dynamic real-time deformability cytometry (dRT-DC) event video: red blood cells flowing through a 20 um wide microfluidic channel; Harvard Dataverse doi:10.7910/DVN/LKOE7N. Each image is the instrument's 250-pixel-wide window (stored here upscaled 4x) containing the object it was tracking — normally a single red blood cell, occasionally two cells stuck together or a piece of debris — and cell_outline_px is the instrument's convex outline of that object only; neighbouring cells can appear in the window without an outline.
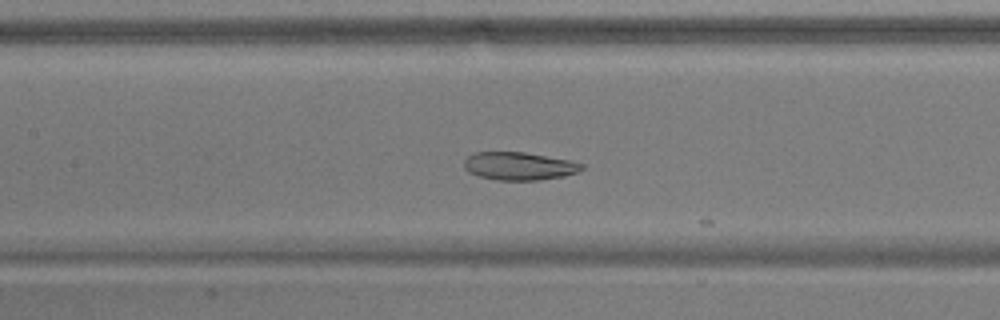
{"species": "common noctule bat (a hibernating species)", "species_latin": "Nyctalus noctula", "temperature_condition": "warm", "stored_images_in_passage": 13, "camera_frame_rate_fps": 3000, "um_per_image_px": 0.085, "animal": {"sex": "male", "body_mass_g": 17.9}, "frame": {"image": 1, "passage_image": 8, "time_ms": 2.333, "image_size_px": [1000, 320], "cell_outline_px": [[584, 168], [576, 172], [564, 176], [540, 180], [496, 180], [480, 176], [468, 172], [464, 168], [464, 160], [468, 156], [476, 152], [524, 152], [572, 160], [584, 164]], "centroid_in_image_um": [44.14, 14.11], "position_along_channel_um": 163.3, "area_um2": 19.25}}
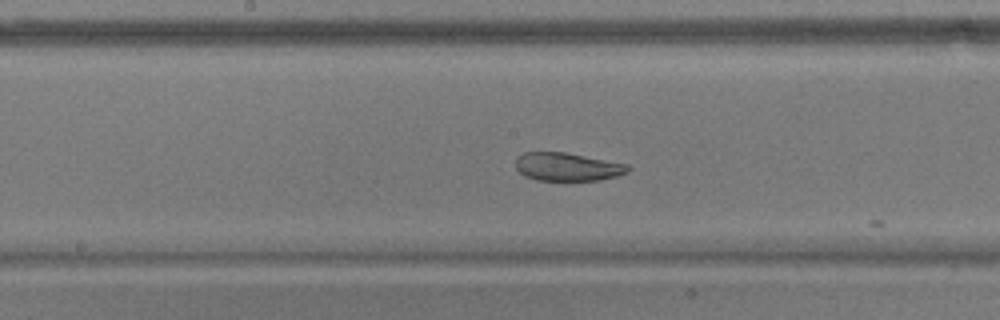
{"frame": {"image": 2, "passage_image": 11, "time_ms": 3.333, "image_size_px": [1000, 320], "cell_outline_px": [[628, 172], [616, 176], [600, 180], [536, 180], [524, 176], [516, 168], [516, 156], [524, 152], [564, 152], [628, 164]], "centroid_in_image_um": [48.19, 14.17], "position_along_channel_um": 200.0, "area_um2": 18.38}}